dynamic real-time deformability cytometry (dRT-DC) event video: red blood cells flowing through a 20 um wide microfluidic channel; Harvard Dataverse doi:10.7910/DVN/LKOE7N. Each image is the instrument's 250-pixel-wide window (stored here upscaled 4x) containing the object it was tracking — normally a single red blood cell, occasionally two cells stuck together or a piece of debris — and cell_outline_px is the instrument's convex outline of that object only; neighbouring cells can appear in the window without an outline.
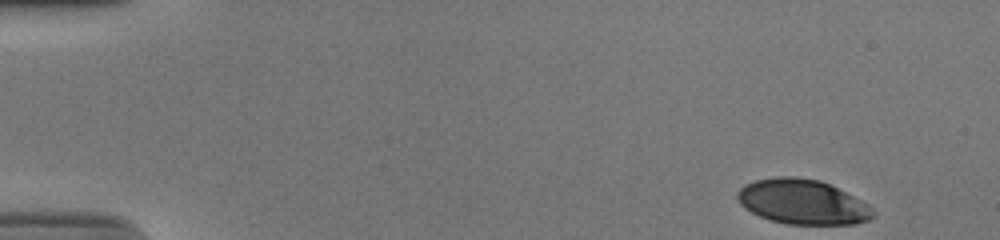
{"species": "human", "species_latin": "Homo sapiens", "temperature_condition": "cold", "stored_images_in_passage": 50, "camera_frame_rate_fps": 3000, "um_per_image_px": 0.085, "donor": {"sex": "male"}, "frame": {"image": 1, "passage_image": 1, "time_ms": 0.0, "image_size_px": [1000, 240], "cell_outline_px": [[876, 216], [868, 220], [856, 224], [788, 224], [772, 220], [760, 216], [744, 208], [740, 204], [736, 196], [736, 192], [744, 184], [756, 180], [776, 176], [792, 176], [820, 180], [868, 204], [876, 212]], "centroid_in_image_um": [68.2, 17.16], "position_along_channel_um": 16.8, "area_um2": 35.37}}
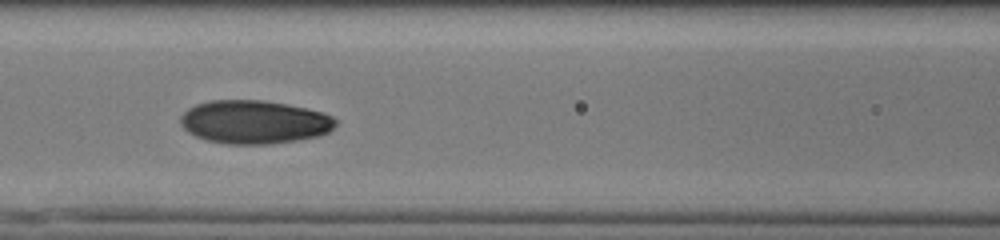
{"frame": {"image": 2, "passage_image": 21, "time_ms": 6.667, "image_size_px": [1000, 240], "cell_outline_px": [[336, 124], [328, 132], [320, 136], [296, 140], [268, 144], [228, 144], [208, 140], [196, 136], [188, 132], [180, 124], [180, 116], [188, 108], [196, 104], [212, 100], [264, 100], [288, 104], [324, 112], [332, 116], [336, 120]], "centroid_in_image_um": [21.62, 10.36], "position_along_channel_um": 145.0, "area_um2": 39.3}}
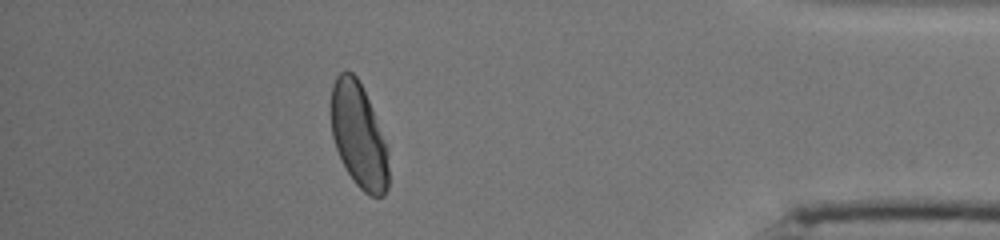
{"frame": {"image": 3, "passage_image": 44, "time_ms": 14.333, "image_size_px": [1000, 240], "cell_outline_px": [[388, 188], [384, 196], [368, 196], [356, 184], [348, 172], [336, 148], [332, 136], [332, 84], [336, 76], [344, 68], [352, 72], [356, 76], [372, 108], [388, 148]], "centroid_in_image_um": [30.5, 11.53], "position_along_channel_um": 404.7, "area_um2": 34.85}, "authors_computed_cell_mechanics": {"area_um2": 37.57, "velocity_mm_per_s": 3.889, "shape_relaxation_time_tau1_ms": 4.5262, "shape_relaxation_time_tau2_ms": 1.132, "deformation_change_tau1": 0.1771, "deformation_change_tau2": 0.0478}}